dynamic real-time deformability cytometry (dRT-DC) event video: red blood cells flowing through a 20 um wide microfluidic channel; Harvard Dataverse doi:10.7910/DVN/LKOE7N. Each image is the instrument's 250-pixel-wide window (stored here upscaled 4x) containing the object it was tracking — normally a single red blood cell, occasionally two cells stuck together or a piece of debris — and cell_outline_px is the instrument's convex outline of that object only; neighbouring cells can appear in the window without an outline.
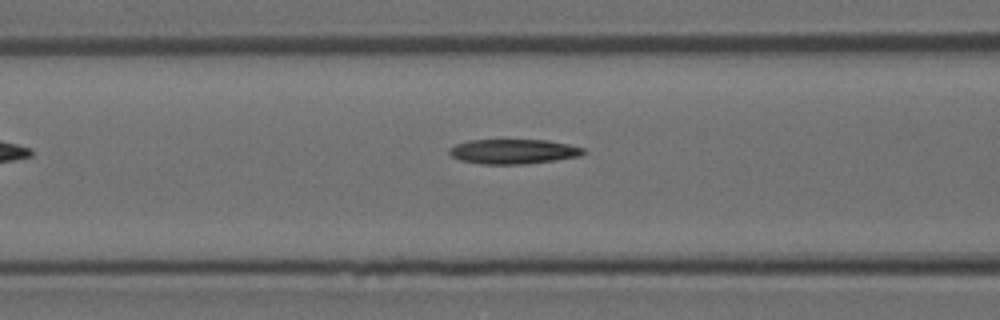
{"species": "Egyptian fruit bat (a non-hibernating species)", "species_latin": "Rousettus aegyptiacus", "temperature_condition": "room temperature", "stored_images_in_passage": 6, "camera_frame_rate_fps": 3000, "um_per_image_px": 0.085, "animal": {"sex": "female"}, "frame": {"image": 1, "passage_image": 6, "time_ms": 2.667, "image_size_px": [1000, 320], "cell_outline_px": [[588, 152], [580, 156], [556, 160], [524, 164], [480, 164], [460, 160], [452, 156], [448, 152], [448, 148], [456, 144], [468, 140], [548, 140], [568, 144], [584, 148]], "centroid_in_image_um": [43.65, 12.88], "position_along_channel_um": 123.0, "area_um2": 19.48}}